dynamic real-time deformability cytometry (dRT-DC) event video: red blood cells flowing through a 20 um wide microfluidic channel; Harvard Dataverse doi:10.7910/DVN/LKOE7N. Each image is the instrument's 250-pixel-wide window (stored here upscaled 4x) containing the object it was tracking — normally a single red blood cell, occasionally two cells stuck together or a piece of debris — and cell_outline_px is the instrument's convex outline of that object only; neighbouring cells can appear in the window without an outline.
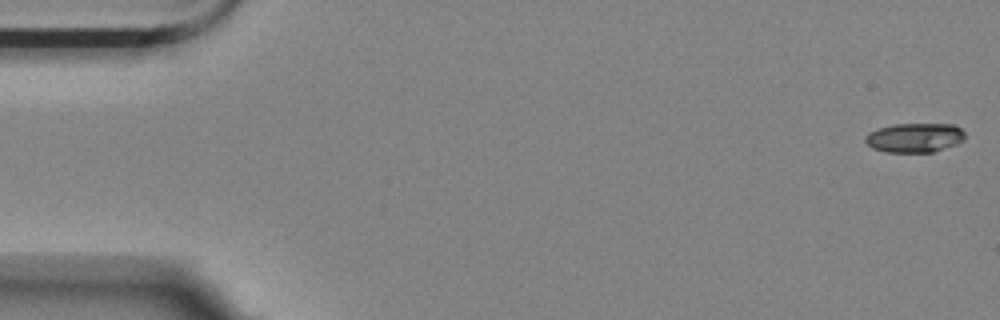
{"species": "Egyptian fruit bat (a non-hibernating species)", "species_latin": "Rousettus aegyptiacus", "temperature_condition": "room temperature", "stored_images_in_passage": 11, "camera_frame_rate_fps": 3000, "um_per_image_px": 0.085, "animal": {"sex": "female"}, "frame": {"image": 1, "passage_image": 1, "time_ms": 0.0, "image_size_px": [1000, 320], "cell_outline_px": [[964, 140], [956, 144], [932, 152], [888, 152], [872, 148], [864, 140], [864, 136], [868, 132], [892, 124], [952, 124], [960, 128], [964, 132]], "centroid_in_image_um": [77.72, 11.7], "position_along_channel_um": 7.3, "area_um2": 16.99}}